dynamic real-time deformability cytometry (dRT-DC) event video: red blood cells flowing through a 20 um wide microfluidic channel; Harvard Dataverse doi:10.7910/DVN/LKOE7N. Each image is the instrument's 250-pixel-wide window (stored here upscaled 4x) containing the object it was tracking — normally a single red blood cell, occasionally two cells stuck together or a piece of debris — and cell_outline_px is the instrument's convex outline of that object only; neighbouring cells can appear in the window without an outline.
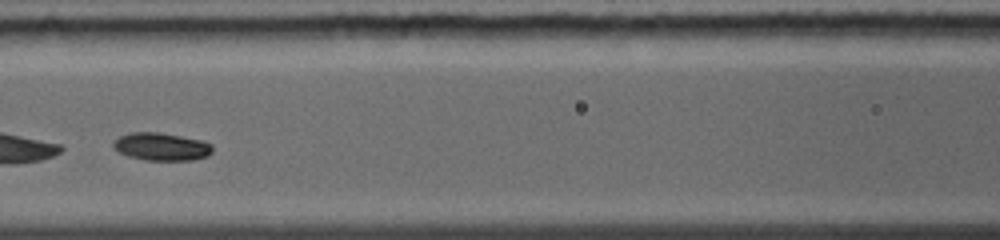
{"species": "common noctule bat (a hibernating species)", "species_latin": "Nyctalus noctula", "temperature_condition": "warm", "stored_images_in_passage": 10, "camera_frame_rate_fps": 5000, "um_per_image_px": 0.085, "animal": {"sex": "female", "body_mass_g": 19.0, "forearm_length_mm": 56.7}, "frame": {"image": 1, "passage_image": 4, "time_ms": 2.0, "image_size_px": [1000, 240], "cell_outline_px": [[212, 152], [208, 156], [192, 160], [144, 160], [128, 156], [112, 148], [112, 144], [120, 136], [132, 132], [156, 132], [180, 136], [200, 140], [212, 144]], "centroid_in_image_um": [13.72, 12.47], "position_along_channel_um": 152.9, "area_um2": 15.95}}
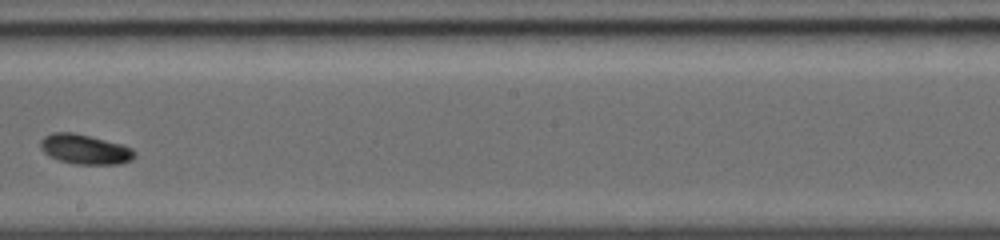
{"frame": {"image": 2, "passage_image": 7, "time_ms": 4.0, "image_size_px": [1000, 240], "cell_outline_px": [[136, 156], [120, 164], [76, 164], [60, 160], [44, 152], [40, 148], [40, 140], [44, 136], [52, 132], [72, 132], [120, 144], [132, 148], [136, 152]], "centroid_in_image_um": [7.2, 12.68], "position_along_channel_um": 241.0, "area_um2": 16.07}}